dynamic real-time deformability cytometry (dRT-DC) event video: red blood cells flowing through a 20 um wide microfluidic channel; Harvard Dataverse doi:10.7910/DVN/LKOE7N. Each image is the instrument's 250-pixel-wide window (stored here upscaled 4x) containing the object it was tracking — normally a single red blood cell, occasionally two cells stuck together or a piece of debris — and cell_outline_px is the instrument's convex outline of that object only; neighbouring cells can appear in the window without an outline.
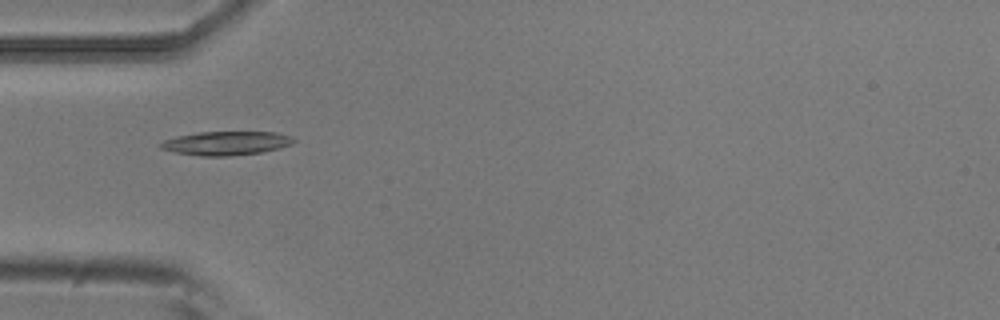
{"species": "common noctule bat (a hibernating species)", "species_latin": "Nyctalus noctula", "temperature_condition": "room temperature", "stored_images_in_passage": 5, "camera_frame_rate_fps": 3000, "um_per_image_px": 0.085, "animal": {"sex": "male", "body_mass_g": 20.5, "forearm_length_mm": 52.5}, "frame": {"image": 1, "passage_image": 5, "time_ms": 1.333, "image_size_px": [1000, 320], "cell_outline_px": [[296, 140], [292, 144], [280, 148], [260, 152], [228, 156], [200, 156], [176, 152], [160, 148], [156, 144], [164, 140], [176, 136], [196, 132], [276, 132], [292, 136]], "centroid_in_image_um": [19.21, 12.16], "position_along_channel_um": 65.8, "area_um2": 18.55}}